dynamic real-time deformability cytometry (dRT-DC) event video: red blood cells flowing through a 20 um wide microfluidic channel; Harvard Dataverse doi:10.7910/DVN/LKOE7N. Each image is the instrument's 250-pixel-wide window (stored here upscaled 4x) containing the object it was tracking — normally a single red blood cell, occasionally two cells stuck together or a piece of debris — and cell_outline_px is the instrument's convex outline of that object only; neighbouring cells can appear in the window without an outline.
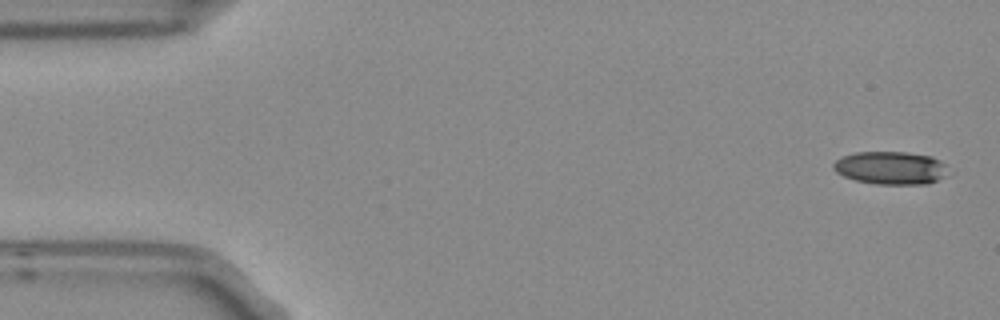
{"species": "Egyptian fruit bat (a non-hibernating species)", "species_latin": "Rousettus aegyptiacus", "temperature_condition": "room temperature", "stored_images_in_passage": 4, "camera_frame_rate_fps": 3000, "um_per_image_px": 0.085, "frame": {"image": 1, "passage_image": 1, "time_ms": 0.0, "image_size_px": [1000, 320], "cell_outline_px": [[948, 176], [928, 184], [876, 184], [856, 180], [844, 176], [836, 172], [832, 168], [832, 164], [836, 160], [844, 156], [856, 152], [908, 152], [932, 156], [940, 160], [944, 164]], "centroid_in_image_um": [75.73, 14.27], "position_along_channel_um": 9.3, "area_um2": 22.14}}